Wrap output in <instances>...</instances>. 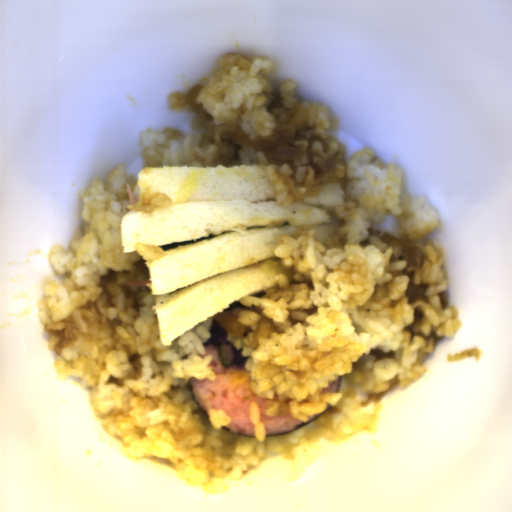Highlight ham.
Instances as JSON below:
<instances>
[{"mask_svg": "<svg viewBox=\"0 0 512 512\" xmlns=\"http://www.w3.org/2000/svg\"><path fill=\"white\" fill-rule=\"evenodd\" d=\"M151 281L148 279L147 281H123V285H136V286H146L148 287Z\"/></svg>", "mask_w": 512, "mask_h": 512, "instance_id": "obj_1", "label": "ham"}]
</instances>
